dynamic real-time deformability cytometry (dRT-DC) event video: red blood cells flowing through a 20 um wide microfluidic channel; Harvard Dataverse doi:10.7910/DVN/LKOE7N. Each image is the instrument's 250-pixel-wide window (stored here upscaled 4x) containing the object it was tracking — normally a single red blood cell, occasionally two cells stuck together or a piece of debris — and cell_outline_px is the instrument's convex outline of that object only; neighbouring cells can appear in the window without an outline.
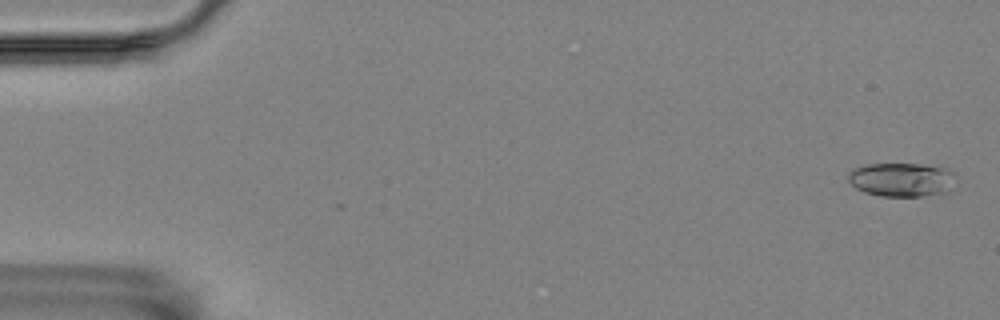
{"species": "Egyptian fruit bat (a non-hibernating species)", "species_latin": "Rousettus aegyptiacus", "temperature_condition": "room temperature", "stored_images_in_passage": 3, "camera_frame_rate_fps": 3000, "um_per_image_px": 0.085, "animal": {"sex": "female"}, "frame": {"image": 1, "passage_image": 2, "time_ms": 0.333, "image_size_px": [1000, 320], "cell_outline_px": [[952, 172], [948, 192], [920, 196], [880, 196], [864, 192], [856, 188], [848, 180], [848, 176], [852, 168], [868, 164], [920, 164], [948, 168]], "centroid_in_image_um": [76.56, 15.26], "position_along_channel_um": 8.4, "area_um2": 20.92}}